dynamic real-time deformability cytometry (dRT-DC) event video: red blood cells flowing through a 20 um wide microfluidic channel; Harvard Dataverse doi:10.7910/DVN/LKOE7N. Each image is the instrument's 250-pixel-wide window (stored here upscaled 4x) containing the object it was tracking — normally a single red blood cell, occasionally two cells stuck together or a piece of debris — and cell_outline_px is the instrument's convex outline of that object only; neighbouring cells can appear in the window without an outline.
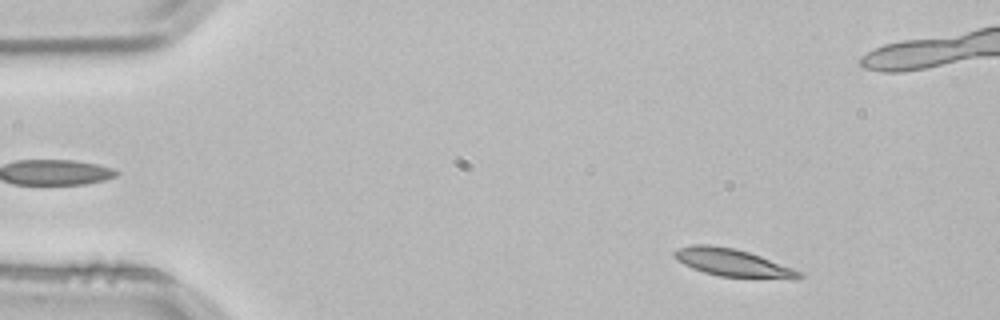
{"species": "common noctule bat (a hibernating species)", "species_latin": "Nyctalus noctula", "temperature_condition": "room temperature", "stored_images_in_passage": 4, "camera_frame_rate_fps": 3000, "um_per_image_px": 0.085, "animal": {"sex": "male", "body_mass_g": 21.5, "forearm_length_mm": 52.0}, "frame": {"image": 1, "passage_image": 1, "time_ms": 0.0, "image_size_px": [1000, 320], "cell_outline_px": [[804, 276], [796, 280], [792, 280], [720, 276], [704, 272], [692, 268], [676, 260], [672, 256], [672, 252], [676, 248], [692, 244], [708, 244], [732, 248], [748, 252], [760, 256], [804, 272]], "centroid_in_image_um": [62.3, 22.34], "position_along_channel_um": 22.7, "area_um2": 20.46}}